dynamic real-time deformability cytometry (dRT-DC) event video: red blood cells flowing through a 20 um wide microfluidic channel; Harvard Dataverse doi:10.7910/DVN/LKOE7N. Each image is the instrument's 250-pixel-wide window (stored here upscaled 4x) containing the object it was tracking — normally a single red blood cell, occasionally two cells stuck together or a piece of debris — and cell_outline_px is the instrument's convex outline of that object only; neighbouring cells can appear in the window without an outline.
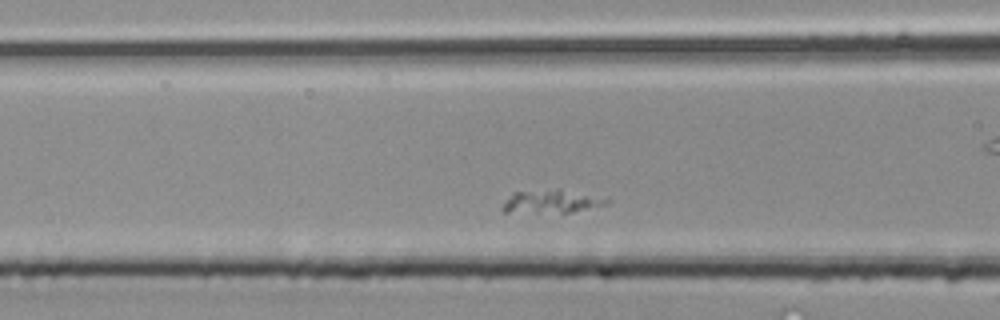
{"species": "common noctule bat (a hibernating species)", "species_latin": "Nyctalus noctula", "temperature_condition": "room temperature", "stored_images_in_passage": 25, "camera_frame_rate_fps": 3000, "um_per_image_px": 0.085, "animal": {"sex": "male", "body_mass_g": 20.4}, "frame": {"image": 1, "passage_image": 6, "time_ms": 1.667, "image_size_px": [1000, 320], "cell_outline_px": [[612, 200], [608, 204], [572, 212], [504, 212], [500, 208], [516, 192], [560, 188]], "centroid_in_image_um": [46.91, 17.12], "position_along_channel_um": 119.7, "area_um2": 13.76}}
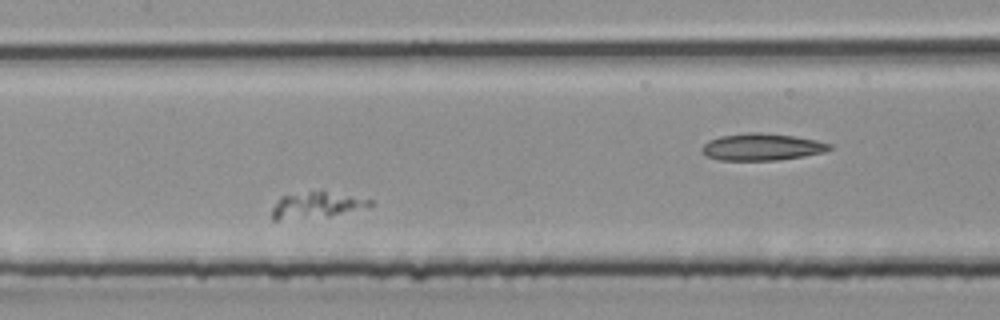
{"frame": {"image": 2, "passage_image": 10, "time_ms": 3.0, "image_size_px": [1000, 320], "cell_outline_px": [[376, 200], [372, 204], [328, 216], [276, 220], [272, 220], [272, 208], [280, 196], [308, 192], [324, 192]], "centroid_in_image_um": [26.8, 17.44], "position_along_channel_um": 180.6, "area_um2": 14.1}}
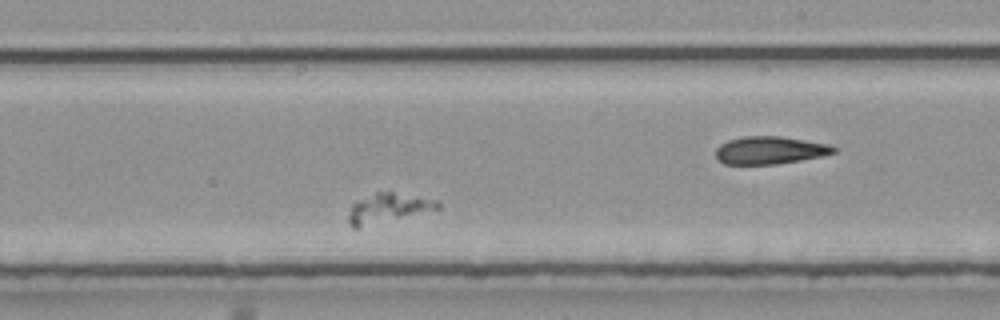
{"frame": {"image": 3, "passage_image": 15, "time_ms": 4.667, "image_size_px": [1000, 320], "cell_outline_px": [[440, 208], [360, 228], [352, 228], [348, 220], [348, 216], [352, 204], [376, 192], [392, 192], [440, 200]], "centroid_in_image_um": [32.98, 17.7], "position_along_channel_um": 256.0, "area_um2": 15.09}}